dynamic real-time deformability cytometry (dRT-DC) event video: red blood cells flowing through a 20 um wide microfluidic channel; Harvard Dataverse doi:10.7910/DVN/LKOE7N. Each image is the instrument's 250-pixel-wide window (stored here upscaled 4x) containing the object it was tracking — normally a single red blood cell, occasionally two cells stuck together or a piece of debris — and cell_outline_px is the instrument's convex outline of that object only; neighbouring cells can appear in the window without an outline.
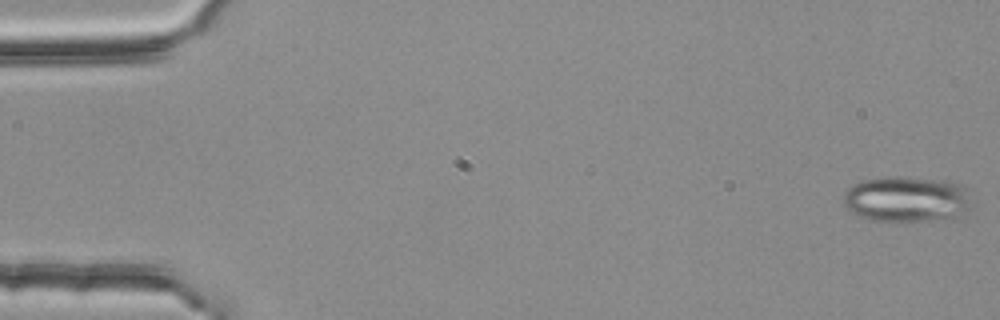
{"species": "common noctule bat (a hibernating species)", "species_latin": "Nyctalus noctula", "temperature_condition": "room temperature", "stored_images_in_passage": 54, "camera_frame_rate_fps": 3000, "um_per_image_px": 0.085, "animal": {"sex": "female", "body_mass_g": 25.1}, "frame": {"image": 1, "passage_image": 1, "time_ms": 0.0, "image_size_px": [1000, 320], "cell_outline_px": [[972, 208], [964, 220], [868, 220], [852, 212], [844, 204], [840, 196], [848, 188], [864, 180], [932, 180], [964, 184], [968, 188]], "centroid_in_image_um": [77.21, 17.01], "position_along_channel_um": 7.8, "area_um2": 33.76}}
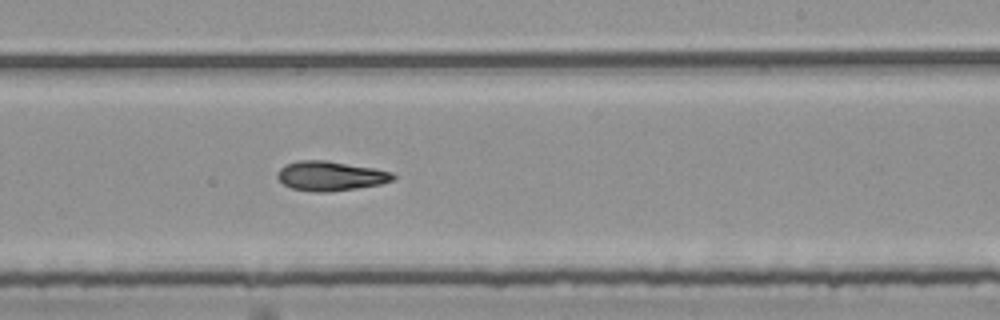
{"frame": {"image": 2, "passage_image": 33, "time_ms": 10.667, "image_size_px": [1000, 320], "cell_outline_px": [[396, 176], [392, 180], [380, 184], [356, 188], [328, 192], [308, 192], [292, 188], [284, 184], [276, 176], [280, 168], [284, 164], [300, 160], [324, 160], [372, 168], [392, 172]], "centroid_in_image_um": [28.05, 14.96], "position_along_channel_um": 261.0, "area_um2": 19.77}}
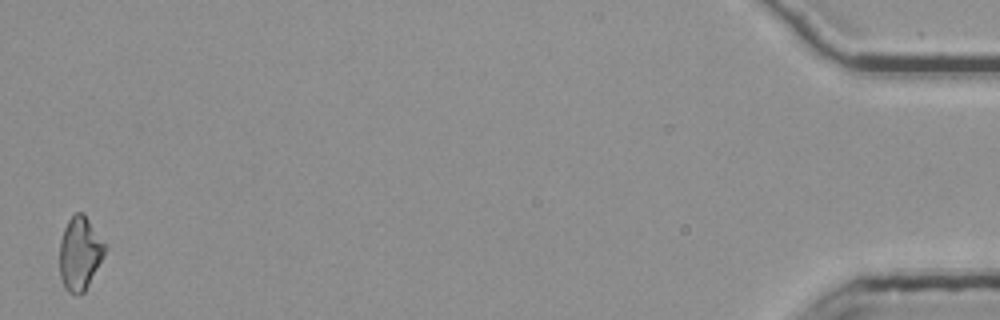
{"frame": {"image": 3, "passage_image": 54, "time_ms": 17.667, "image_size_px": [1000, 320], "cell_outline_px": [[108, 248], [104, 256], [84, 292], [76, 296], [68, 292], [64, 288], [60, 276], [60, 240], [64, 228], [68, 220], [76, 212], [84, 212]], "centroid_in_image_um": [6.79, 21.54], "position_along_channel_um": 428.4, "area_um2": 19.54}, "authors_computed_cell_mechanics": {"area_um2": 19.7098, "velocity_mm_per_s": 3.7823, "shape_relaxation_time_tau1_ms": null, "shape_relaxation_time_tau2_ms": 3.0733, "deformation_change_tau1": null, "deformation_change_tau2": 0.1148}}